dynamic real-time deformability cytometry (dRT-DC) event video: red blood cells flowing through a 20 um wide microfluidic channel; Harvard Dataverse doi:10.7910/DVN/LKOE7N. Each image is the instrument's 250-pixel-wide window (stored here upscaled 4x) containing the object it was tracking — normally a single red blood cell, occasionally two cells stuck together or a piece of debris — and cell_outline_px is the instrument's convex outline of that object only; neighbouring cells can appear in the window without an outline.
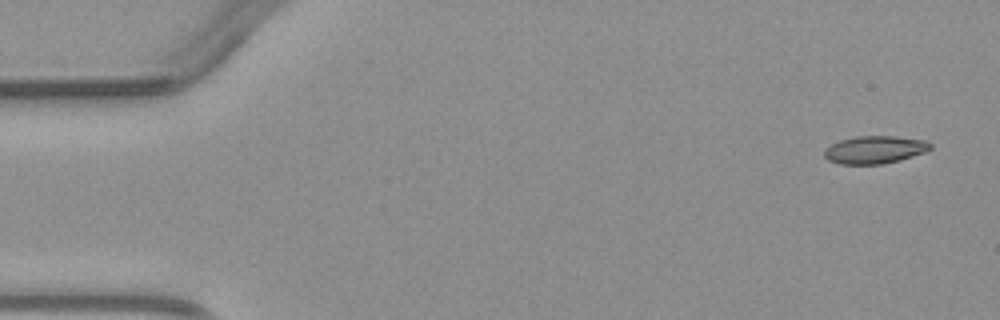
{"species": "common noctule bat (a hibernating species)", "species_latin": "Nyctalus noctula", "temperature_condition": "warm", "stored_images_in_passage": 4, "camera_frame_rate_fps": 3000, "um_per_image_px": 0.085, "animal": {"sex": "male", "body_mass_g": 23.1, "forearm_length_mm": 52.7}, "frame": {"image": 1, "passage_image": 1, "time_ms": 0.0, "image_size_px": [1000, 320], "cell_outline_px": [[932, 148], [928, 152], [900, 160], [880, 164], [840, 164], [828, 160], [824, 156], [824, 148], [840, 140], [856, 136], [892, 136], [928, 140], [932, 144]], "centroid_in_image_um": [74.39, 12.72], "position_along_channel_um": 10.6, "area_um2": 17.34}}
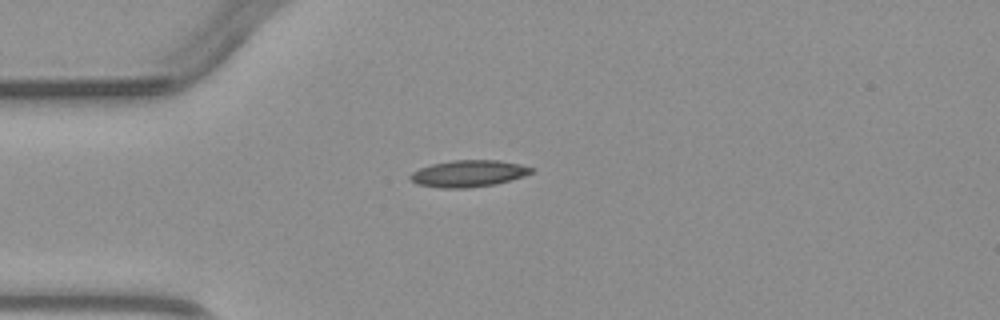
{"frame": {"image": 2, "passage_image": 4, "time_ms": 3.333, "image_size_px": [1000, 320], "cell_outline_px": [[532, 172], [524, 176], [496, 184], [468, 188], [440, 188], [416, 184], [408, 176], [412, 172], [420, 168], [432, 164], [452, 160], [500, 160], [520, 164], [532, 168]], "centroid_in_image_um": [39.8, 14.75], "position_along_channel_um": 45.2, "area_um2": 18.84}}